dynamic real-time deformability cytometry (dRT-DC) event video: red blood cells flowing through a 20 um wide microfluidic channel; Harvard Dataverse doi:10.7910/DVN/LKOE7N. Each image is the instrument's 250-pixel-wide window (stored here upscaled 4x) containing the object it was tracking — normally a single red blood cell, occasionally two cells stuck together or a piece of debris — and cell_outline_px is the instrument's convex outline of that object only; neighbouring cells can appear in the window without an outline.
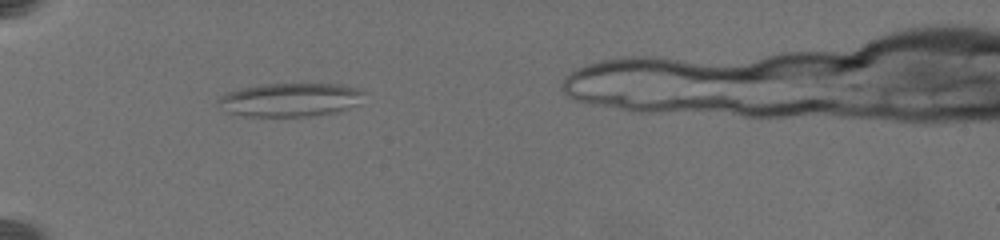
{"species": "common noctule bat (a hibernating species)", "species_latin": "Nyctalus noctula", "temperature_condition": "warm", "stored_images_in_passage": 19, "segment_of_instrument_passage": [1, 2], "camera_frame_rate_fps": 3000, "um_per_image_px": 0.085, "animal": {"sex": "female", "body_mass_g": 19.5, "forearm_length_mm": 54.1}, "frame": {"image": 1, "passage_image": 1, "time_ms": 0.0, "image_size_px": [1000, 240], "cell_outline_px": [[368, 92], [360, 104], [340, 112], [312, 116], [240, 116], [228, 112], [220, 108], [216, 104], [216, 100], [220, 96], [228, 92], [244, 88], [264, 84], [340, 84], [364, 88]], "centroid_in_image_um": [24.77, 8.48], "position_along_channel_um": 60.2, "area_um2": 29.25}}
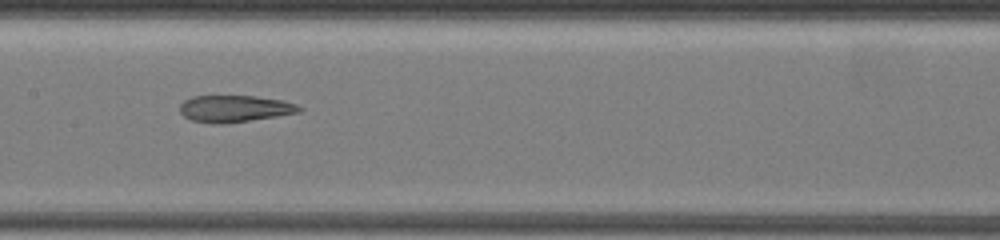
{"frame": {"image": 2, "passage_image": 5, "time_ms": 4.0, "image_size_px": [1000, 240], "cell_outline_px": [[304, 108], [300, 112], [276, 116], [220, 124], [212, 124], [192, 120], [184, 116], [180, 112], [180, 104], [184, 100], [192, 96], [256, 96], [284, 100], [296, 104]], "centroid_in_image_um": [19.94, 9.23], "position_along_channel_um": 187.5, "area_um2": 18.61}}
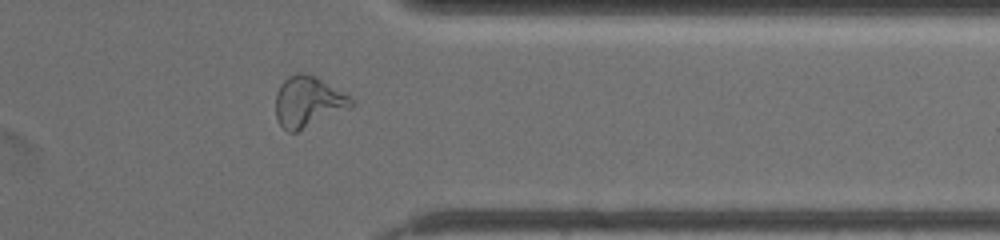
{"frame": {"image": 3, "passage_image": 12, "time_ms": 9.667, "image_size_px": [1000, 240], "cell_outline_px": [[356, 104], [352, 108], [296, 132], [288, 132], [276, 120], [276, 92], [280, 84], [288, 76], [296, 72], [308, 72], [316, 76], [356, 100]], "centroid_in_image_um": [26.21, 8.63], "position_along_channel_um": 385.2, "area_um2": 22.77}}